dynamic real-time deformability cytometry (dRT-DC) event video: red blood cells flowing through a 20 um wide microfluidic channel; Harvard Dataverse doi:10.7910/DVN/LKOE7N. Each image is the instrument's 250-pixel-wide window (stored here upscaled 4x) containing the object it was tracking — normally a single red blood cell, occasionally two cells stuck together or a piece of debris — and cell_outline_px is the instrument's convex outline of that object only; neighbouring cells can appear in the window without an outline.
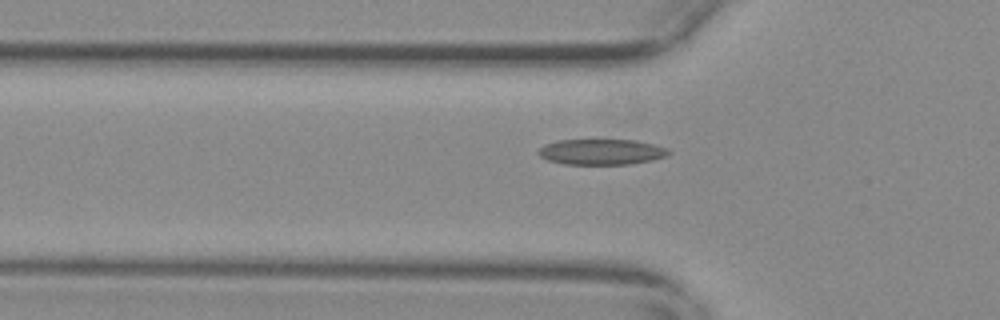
{"species": "common noctule bat (a hibernating species)", "species_latin": "Nyctalus noctula", "temperature_condition": "warm", "stored_images_in_passage": 52, "camera_frame_rate_fps": 3000, "um_per_image_px": 0.085, "animal": {"sex": "female", "body_mass_g": 29.2, "forearm_length_mm": 56.3}, "frame": {"image": 1, "passage_image": 19, "time_ms": 6.0, "image_size_px": [1000, 320], "cell_outline_px": [[672, 152], [664, 156], [652, 160], [632, 164], [564, 164], [548, 160], [540, 156], [536, 152], [544, 144], [556, 140], [636, 140], [668, 148]], "centroid_in_image_um": [51.1, 12.91], "position_along_channel_um": 74.7, "area_um2": 19.48}}
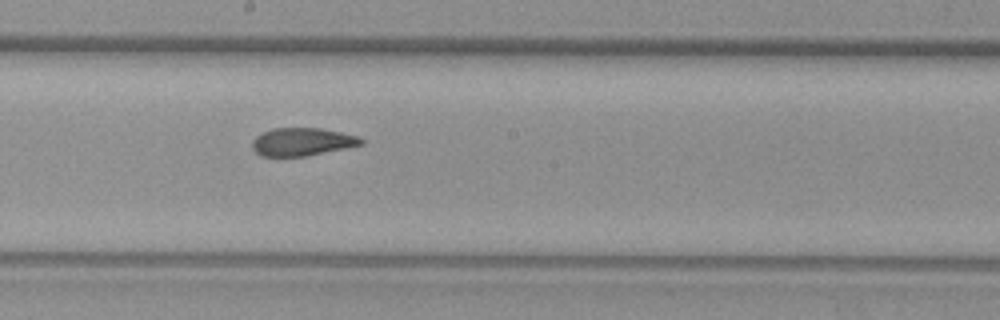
{"frame": {"image": 2, "passage_image": 31, "time_ms": 10.0, "image_size_px": [1000, 320], "cell_outline_px": [[364, 144], [304, 156], [260, 156], [252, 148], [252, 140], [256, 136], [272, 128], [320, 128], [340, 132], [356, 136], [364, 140]], "centroid_in_image_um": [25.65, 12.05], "position_along_channel_um": 222.6, "area_um2": 17.51}}
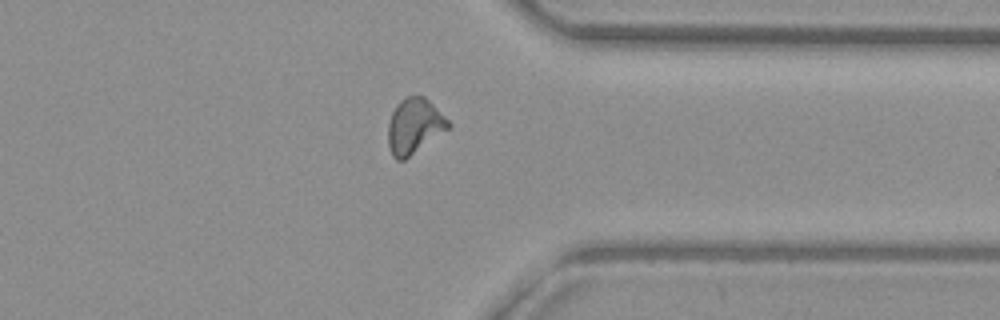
{"frame": {"image": 3, "passage_image": 44, "time_ms": 14.333, "image_size_px": [1000, 320], "cell_outline_px": [[452, 128], [404, 160], [396, 160], [392, 156], [388, 148], [388, 124], [392, 112], [396, 104], [400, 100], [408, 96], [424, 96], [452, 124]], "centroid_in_image_um": [35.22, 10.74], "position_along_channel_um": 376.2, "area_um2": 19.65}, "authors_computed_cell_mechanics": {"area_um2": 18.785, "velocity_mm_per_s": 3.6804, "shape_relaxation_time_tau1_ms": null, "shape_relaxation_time_tau2_ms": 1.6745, "deformation_change_tau1": null, "deformation_change_tau2": 0.0942}}